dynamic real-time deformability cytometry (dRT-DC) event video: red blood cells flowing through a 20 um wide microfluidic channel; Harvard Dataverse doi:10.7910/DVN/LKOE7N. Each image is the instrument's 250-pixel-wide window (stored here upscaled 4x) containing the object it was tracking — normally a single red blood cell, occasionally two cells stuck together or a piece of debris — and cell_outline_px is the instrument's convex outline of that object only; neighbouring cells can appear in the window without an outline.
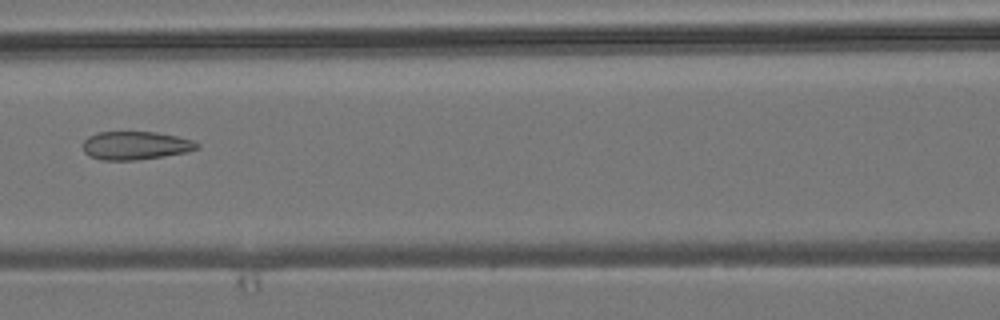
{"species": "common noctule bat (a hibernating species)", "species_latin": "Nyctalus noctula", "temperature_condition": "room temperature", "stored_images_in_passage": 7, "camera_frame_rate_fps": 3000, "um_per_image_px": 0.085, "animal": {"sex": "male", "body_mass_g": 19.2, "forearm_length_mm": 51.8}, "frame": {"image": 1, "passage_image": 7, "time_ms": 6.667, "image_size_px": [1000, 320], "cell_outline_px": [[200, 148], [188, 152], [164, 156], [136, 160], [100, 160], [88, 156], [84, 152], [84, 140], [88, 136], [96, 132], [156, 132], [196, 140], [200, 144]], "centroid_in_image_um": [11.55, 12.37], "position_along_channel_um": 155.0, "area_um2": 19.07}}